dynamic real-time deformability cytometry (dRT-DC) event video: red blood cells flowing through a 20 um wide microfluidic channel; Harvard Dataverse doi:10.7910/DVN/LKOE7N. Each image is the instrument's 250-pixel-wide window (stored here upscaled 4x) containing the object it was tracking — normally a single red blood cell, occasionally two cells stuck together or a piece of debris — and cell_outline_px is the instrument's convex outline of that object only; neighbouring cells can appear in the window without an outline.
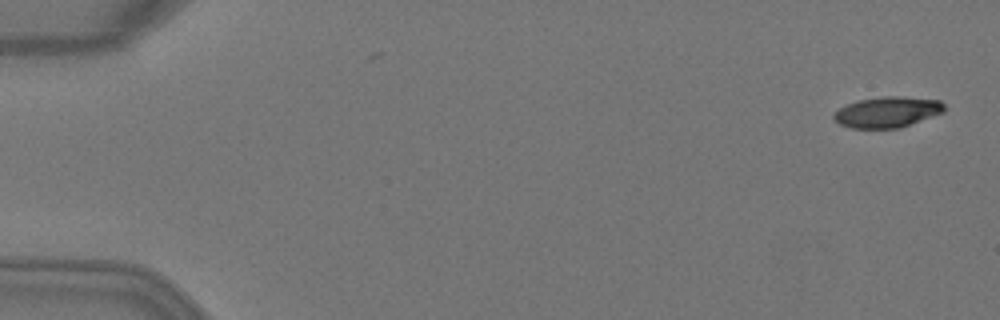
{"species": "Egyptian fruit bat (a non-hibernating species)", "species_latin": "Rousettus aegyptiacus", "temperature_condition": "warm", "stored_images_in_passage": 4, "camera_frame_rate_fps": 3000, "um_per_image_px": 0.085, "animal": {"sex": "female"}, "frame": {"image": 1, "passage_image": 1, "time_ms": 0.0, "image_size_px": [1000, 320], "cell_outline_px": [[944, 112], [900, 128], [852, 128], [840, 124], [832, 116], [840, 108], [848, 104], [860, 100], [884, 96], [900, 96], [940, 100], [944, 104]], "centroid_in_image_um": [75.45, 9.52], "position_along_channel_um": 9.5, "area_um2": 19.59}}
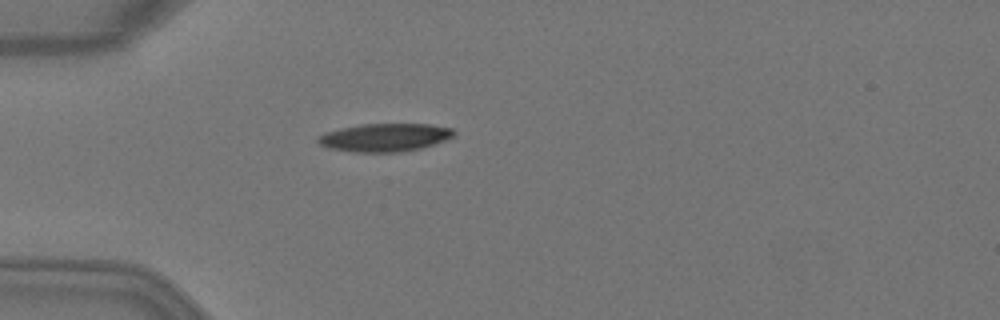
{"frame": {"image": 2, "passage_image": 4, "time_ms": 1.0, "image_size_px": [1000, 320], "cell_outline_px": [[456, 132], [452, 136], [444, 140], [424, 148], [400, 152], [352, 152], [328, 148], [320, 144], [316, 140], [324, 132], [340, 128], [364, 124], [432, 124], [452, 128]], "centroid_in_image_um": [32.71, 11.69], "position_along_channel_um": 52.3, "area_um2": 22.31}}